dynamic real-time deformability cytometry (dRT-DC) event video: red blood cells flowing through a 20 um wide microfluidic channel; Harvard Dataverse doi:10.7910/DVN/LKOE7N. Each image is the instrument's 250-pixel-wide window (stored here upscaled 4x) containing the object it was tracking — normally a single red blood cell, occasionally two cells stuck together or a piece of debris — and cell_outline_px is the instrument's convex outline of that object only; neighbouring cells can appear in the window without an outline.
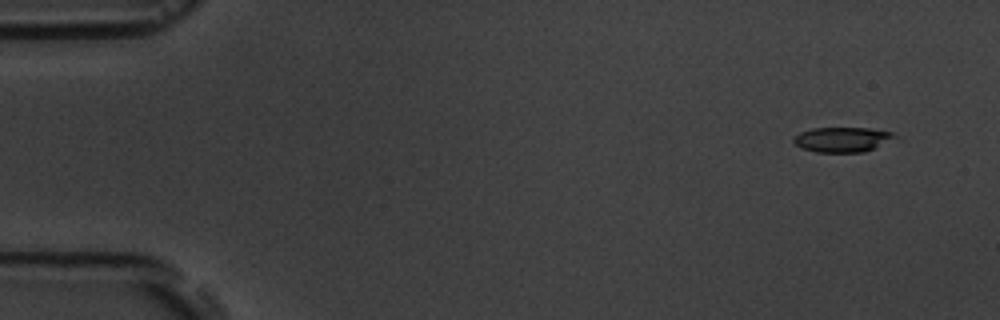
{"species": "common noctule bat (a hibernating species)", "species_latin": "Nyctalus noctula", "temperature_condition": "room temperature", "stored_images_in_passage": 3, "camera_frame_rate_fps": 3000, "um_per_image_px": 0.085, "animal": {"sex": "male", "body_mass_g": 19.5, "forearm_length_mm": 54.6}, "frame": {"image": 1, "passage_image": 1, "time_ms": 0.0, "image_size_px": [1000, 320], "cell_outline_px": [[896, 136], [864, 152], [816, 152], [800, 148], [792, 140], [800, 132], [812, 128], [868, 128], [892, 132]], "centroid_in_image_um": [71.51, 11.85], "position_along_channel_um": 13.5, "area_um2": 14.33}}